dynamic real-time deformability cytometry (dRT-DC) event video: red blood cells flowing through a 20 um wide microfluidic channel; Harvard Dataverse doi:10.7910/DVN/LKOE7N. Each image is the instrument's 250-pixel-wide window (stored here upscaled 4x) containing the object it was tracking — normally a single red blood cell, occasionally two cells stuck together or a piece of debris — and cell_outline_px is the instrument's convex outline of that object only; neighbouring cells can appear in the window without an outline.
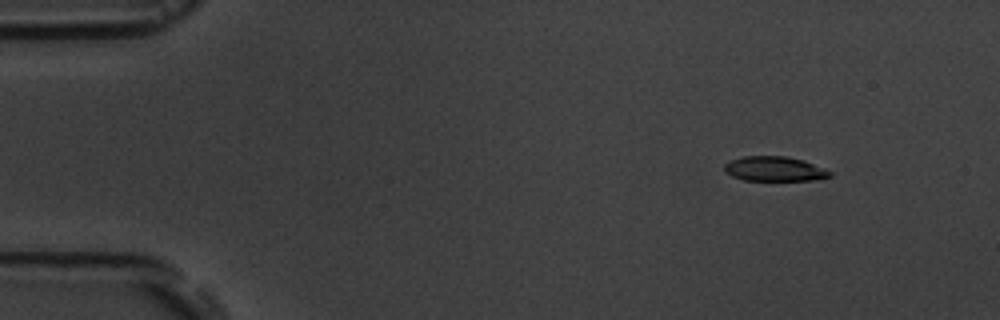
{"species": "common noctule bat (a hibernating species)", "species_latin": "Nyctalus noctula", "temperature_condition": "room temperature", "stored_images_in_passage": 4, "camera_frame_rate_fps": 3000, "um_per_image_px": 0.085, "animal": {"sex": "male", "body_mass_g": 19.5, "forearm_length_mm": 54.6}, "frame": {"image": 1, "passage_image": 2, "time_ms": 2.0, "image_size_px": [1000, 320], "cell_outline_px": [[832, 176], [812, 180], [744, 180], [732, 176], [724, 172], [724, 164], [728, 160], [744, 156], [788, 156], [804, 160], [832, 172]], "centroid_in_image_um": [65.79, 14.34], "position_along_channel_um": 19.2, "area_um2": 15.26}}